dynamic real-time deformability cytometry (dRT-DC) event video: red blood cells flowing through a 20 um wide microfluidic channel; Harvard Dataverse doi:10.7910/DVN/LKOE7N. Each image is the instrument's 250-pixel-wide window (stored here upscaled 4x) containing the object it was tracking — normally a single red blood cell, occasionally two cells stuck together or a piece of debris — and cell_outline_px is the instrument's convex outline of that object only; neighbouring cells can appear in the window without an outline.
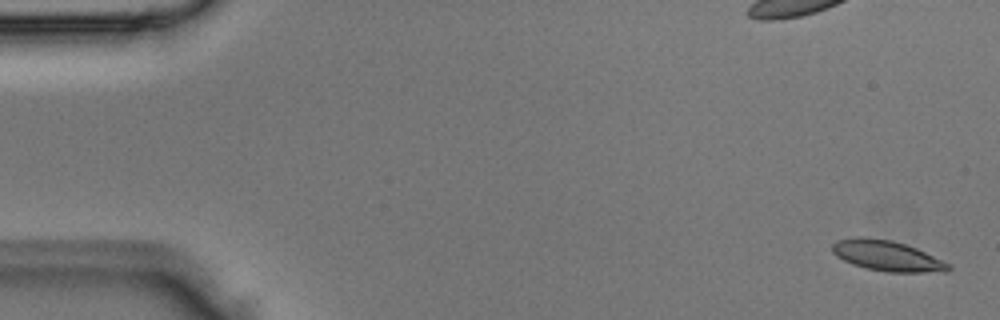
{"species": "Egyptian fruit bat (a non-hibernating species)", "species_latin": "Rousettus aegyptiacus", "temperature_condition": "room temperature", "stored_images_in_passage": 5, "camera_frame_rate_fps": 3000, "um_per_image_px": 0.085, "animal": {"sex": "male"}, "frame": {"image": 1, "passage_image": 1, "time_ms": 0.0, "image_size_px": [1000, 320], "cell_outline_px": [[952, 268], [948, 272], [888, 272], [868, 268], [852, 264], [836, 256], [832, 252], [832, 244], [836, 240], [856, 236], [864, 236], [892, 240], [916, 248], [952, 264]], "centroid_in_image_um": [75.41, 21.73], "position_along_channel_um": 9.6, "area_um2": 20.81}}
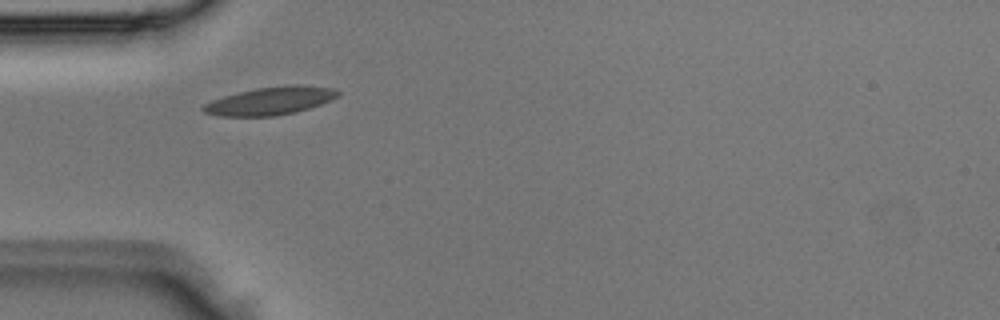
{"frame": {"image": 2, "passage_image": 5, "time_ms": 1.333, "image_size_px": [1000, 320], "cell_outline_px": [[340, 92], [336, 96], [320, 104], [296, 112], [276, 116], [220, 116], [204, 112], [200, 108], [204, 104], [212, 100], [224, 96], [256, 88], [292, 84], [296, 84], [336, 88]], "centroid_in_image_um": [22.96, 8.57], "position_along_channel_um": 62.0, "area_um2": 21.79}}